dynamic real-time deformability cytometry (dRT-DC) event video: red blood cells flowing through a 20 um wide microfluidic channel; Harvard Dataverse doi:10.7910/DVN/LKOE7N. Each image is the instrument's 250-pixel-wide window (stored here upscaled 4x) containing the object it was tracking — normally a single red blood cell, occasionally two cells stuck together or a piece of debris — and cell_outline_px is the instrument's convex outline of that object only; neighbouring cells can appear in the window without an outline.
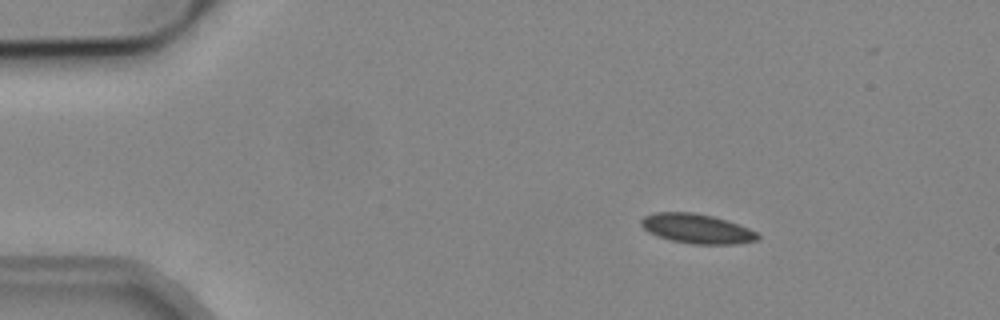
{"species": "common noctule bat (a hibernating species)", "species_latin": "Nyctalus noctula", "temperature_condition": "cold", "stored_images_in_passage": 53, "camera_frame_rate_fps": 3000, "um_per_image_px": 0.085, "animal": {"sex": "male", "body_mass_g": 19.2, "forearm_length_mm": 51.8}, "frame": {"image": 1, "passage_image": 8, "time_ms": 2.333, "image_size_px": [1000, 320], "cell_outline_px": [[760, 240], [736, 244], [692, 244], [672, 240], [648, 232], [640, 224], [640, 220], [644, 216], [656, 212], [692, 212], [712, 216], [728, 220], [748, 228], [756, 232], [760, 236]], "centroid_in_image_um": [59.26, 19.43], "position_along_channel_um": 25.7, "area_um2": 20.06}}
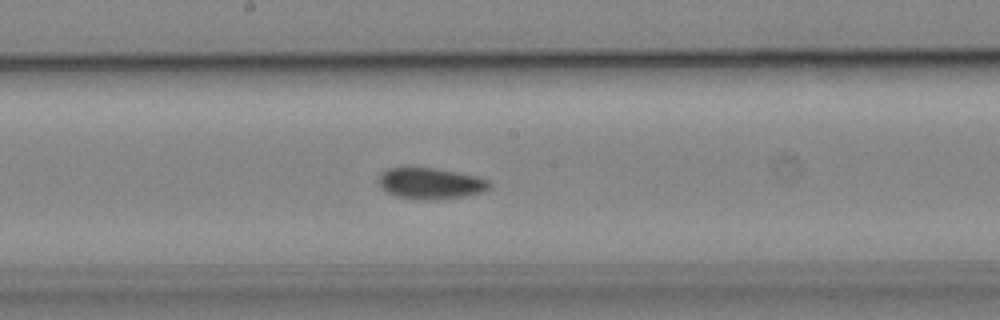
{"frame": {"image": 2, "passage_image": 28, "time_ms": 9.0, "image_size_px": [1000, 320], "cell_outline_px": [[492, 188], [484, 192], [460, 196], [400, 196], [388, 192], [380, 184], [380, 172], [388, 168], [436, 168], [476, 176], [488, 180], [492, 184]], "centroid_in_image_um": [36.67, 15.52], "position_along_channel_um": 211.5, "area_um2": 18.79}}
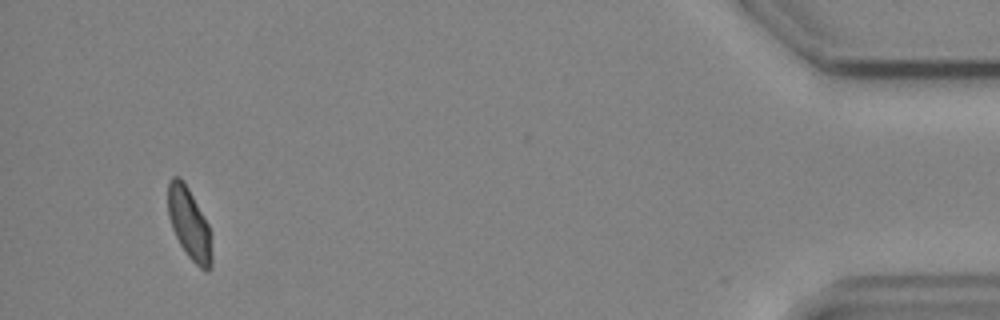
{"frame": {"image": 3, "passage_image": 50, "time_ms": 16.333, "image_size_px": [1000, 320], "cell_outline_px": [[212, 264], [208, 272], [204, 272], [188, 256], [180, 244], [172, 228], [168, 216], [168, 180], [172, 176], [180, 176], [184, 180], [208, 224], [212, 256]], "centroid_in_image_um": [16.07, 19.0], "position_along_channel_um": 419.1, "area_um2": 18.21}, "authors_computed_cell_mechanics": {"area_um2": 19.652, "velocity_mm_per_s": 3.8648, "shape_relaxation_time_tau1_ms": null, "shape_relaxation_time_tau2_ms": 3.6664, "deformation_change_tau1": null, "deformation_change_tau2": 0.0404}}